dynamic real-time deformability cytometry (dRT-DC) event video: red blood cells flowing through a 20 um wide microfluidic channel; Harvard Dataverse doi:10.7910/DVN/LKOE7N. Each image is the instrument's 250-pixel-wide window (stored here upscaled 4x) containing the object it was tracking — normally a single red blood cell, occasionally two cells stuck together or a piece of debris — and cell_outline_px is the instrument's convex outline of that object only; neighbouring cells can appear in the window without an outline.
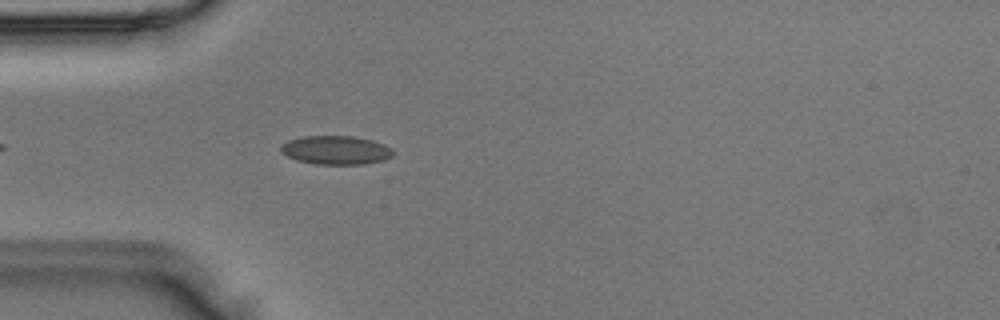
{"species": "Egyptian fruit bat (a non-hibernating species)", "species_latin": "Rousettus aegyptiacus", "temperature_condition": "room temperature", "stored_images_in_passage": 36, "camera_frame_rate_fps": 3000, "um_per_image_px": 0.085, "animal": {"sex": "male"}, "frame": {"image": 1, "passage_image": 2, "time_ms": 0.333, "image_size_px": [1000, 320], "cell_outline_px": [[392, 156], [384, 160], [364, 164], [316, 164], [296, 160], [280, 152], [280, 148], [288, 140], [304, 136], [356, 136], [372, 140], [384, 144], [392, 148]], "centroid_in_image_um": [28.56, 12.76], "position_along_channel_um": 56.4, "area_um2": 18.79}}
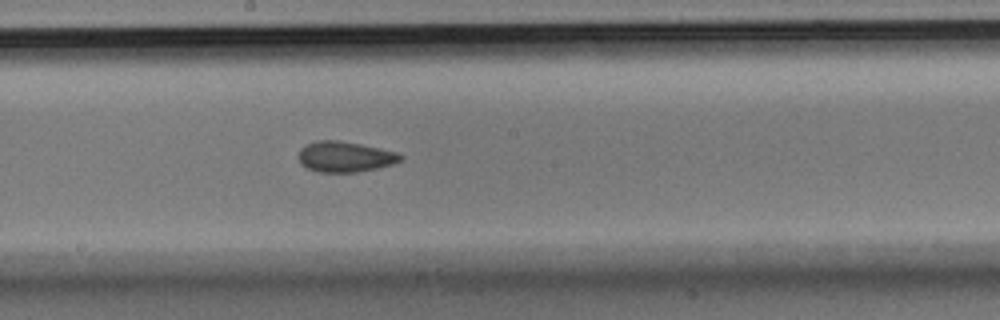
{"frame": {"image": 2, "passage_image": 14, "time_ms": 4.333, "image_size_px": [1000, 320], "cell_outline_px": [[404, 156], [400, 160], [392, 164], [376, 168], [356, 172], [316, 172], [300, 164], [300, 148], [316, 140], [336, 140], [360, 144], [400, 152]], "centroid_in_image_um": [29.34, 13.32], "position_along_channel_um": 218.9, "area_um2": 18.09}}
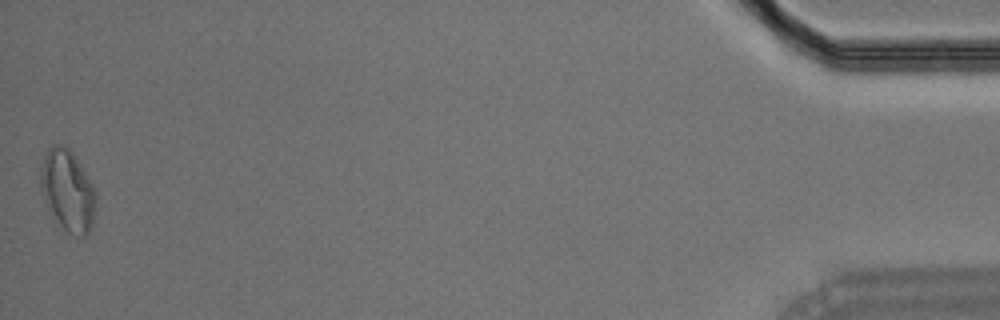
{"frame": {"image": 3, "passage_image": 36, "time_ms": 11.667, "image_size_px": [1000, 320], "cell_outline_px": [[96, 196], [92, 224], [88, 232], [84, 236], [80, 236], [68, 232], [48, 212], [40, 188], [40, 168], [44, 156], [48, 148], [52, 144], [64, 144], [72, 152], [92, 184]], "centroid_in_image_um": [5.71, 16.17], "position_along_channel_um": 429.5, "area_um2": 26.07}}